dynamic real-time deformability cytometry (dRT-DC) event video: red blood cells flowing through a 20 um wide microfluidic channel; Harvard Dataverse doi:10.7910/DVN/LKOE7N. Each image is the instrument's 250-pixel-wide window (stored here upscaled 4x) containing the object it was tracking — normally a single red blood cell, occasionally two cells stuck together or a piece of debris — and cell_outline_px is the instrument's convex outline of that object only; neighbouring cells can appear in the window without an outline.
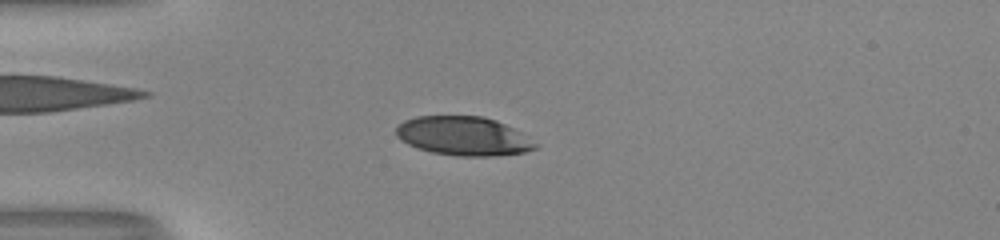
{"species": "human", "species_latin": "Homo sapiens", "temperature_condition": "room temperature", "stored_images_in_passage": 54, "camera_frame_rate_fps": 3000, "um_per_image_px": 0.085, "donor": {"sex": "male"}, "frame": {"image": 1, "passage_image": 16, "time_ms": 5.0, "image_size_px": [1000, 240], "cell_outline_px": [[540, 144], [536, 148], [524, 152], [496, 156], [456, 156], [432, 152], [408, 144], [396, 136], [396, 128], [404, 120], [416, 116], [484, 116], [496, 120], [512, 128]], "centroid_in_image_um": [39.4, 11.56], "position_along_channel_um": 45.6, "area_um2": 31.5}}
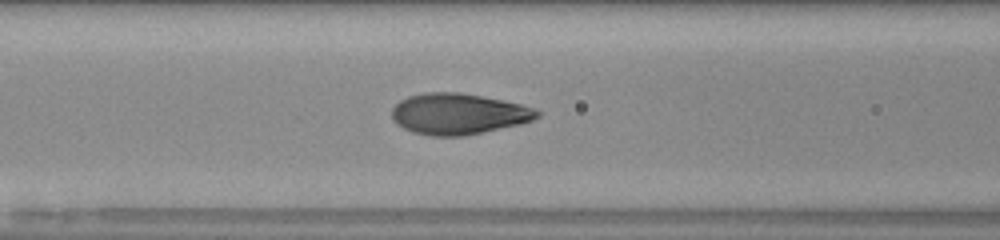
{"frame": {"image": 2, "passage_image": 24, "time_ms": 7.667, "image_size_px": [1000, 240], "cell_outline_px": [[540, 116], [532, 120], [520, 124], [464, 136], [432, 136], [412, 132], [396, 124], [392, 120], [392, 108], [400, 100], [408, 96], [424, 92], [460, 92], [520, 104], [536, 108], [540, 112]], "centroid_in_image_um": [38.94, 9.68], "position_along_channel_um": 127.7, "area_um2": 34.74}}
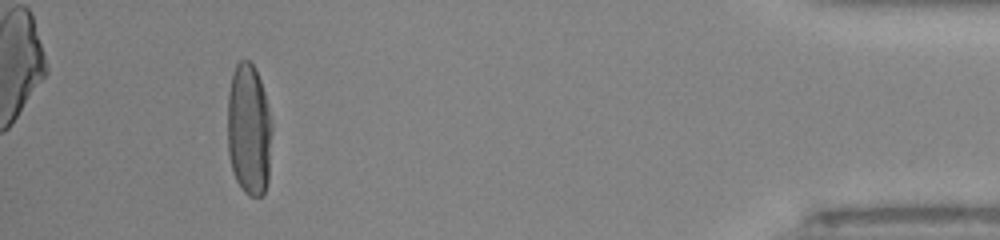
{"frame": {"image": 3, "passage_image": 50, "time_ms": 16.333, "image_size_px": [1000, 240], "cell_outline_px": [[272, 132], [268, 180], [264, 192], [260, 196], [248, 196], [240, 188], [232, 172], [228, 152], [228, 92], [232, 72], [236, 64], [240, 60], [248, 60], [256, 68], [264, 92], [272, 124]], "centroid_in_image_um": [21.15, 11.03], "position_along_channel_um": 414.1, "area_um2": 34.51}, "authors_computed_cell_mechanics": {"area_um2": 34.3332, "velocity_mm_per_s": 4.018, "shape_relaxation_time_tau1_ms": 4.1901, "shape_relaxation_time_tau2_ms": null, "deformation_change_tau1": 0.2274, "deformation_change_tau2": null}}